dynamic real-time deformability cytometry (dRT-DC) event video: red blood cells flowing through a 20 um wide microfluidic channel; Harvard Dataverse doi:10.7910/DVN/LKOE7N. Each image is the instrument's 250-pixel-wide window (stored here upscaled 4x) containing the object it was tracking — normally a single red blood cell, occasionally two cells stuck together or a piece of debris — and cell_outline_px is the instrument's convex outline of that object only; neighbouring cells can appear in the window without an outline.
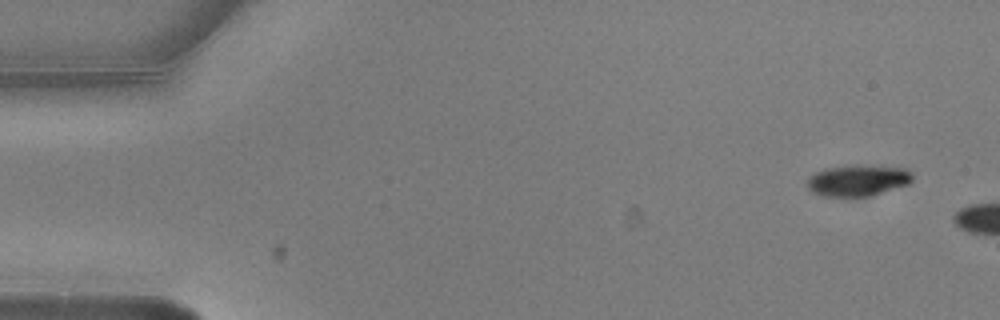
{"species": "common noctule bat (a hibernating species)", "species_latin": "Nyctalus noctula", "temperature_condition": "warm", "stored_images_in_passage": 2, "camera_frame_rate_fps": 3000, "um_per_image_px": 0.085, "animal": {"sex": "male", "body_mass_g": 20.5, "forearm_length_mm": 52.5}, "frame": {"image": 1, "passage_image": 1, "time_ms": 0.0, "image_size_px": [1000, 320], "cell_outline_px": [[912, 180], [908, 184], [872, 196], [852, 200], [820, 196], [812, 192], [808, 188], [808, 180], [816, 172], [824, 168], [856, 164], [904, 168], [912, 172]], "centroid_in_image_um": [72.89, 15.38], "position_along_channel_um": 12.1, "area_um2": 20.0}}